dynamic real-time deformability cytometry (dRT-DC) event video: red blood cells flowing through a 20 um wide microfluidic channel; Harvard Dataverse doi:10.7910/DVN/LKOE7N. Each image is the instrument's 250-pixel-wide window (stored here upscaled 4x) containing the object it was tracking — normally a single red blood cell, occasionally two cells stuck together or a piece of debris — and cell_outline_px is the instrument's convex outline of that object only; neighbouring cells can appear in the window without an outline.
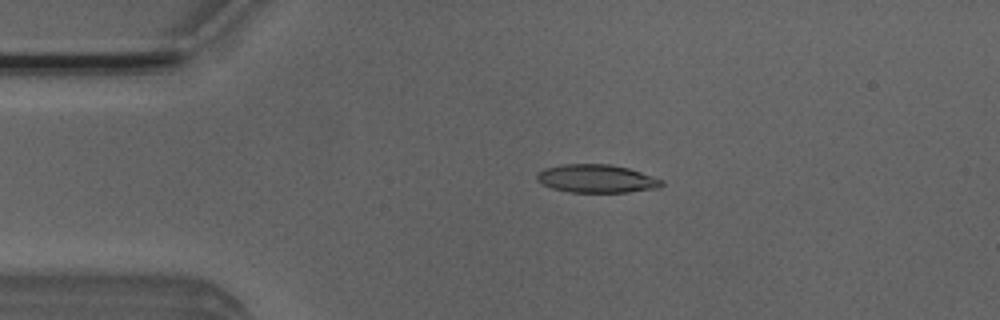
{"species": "Egyptian fruit bat (a non-hibernating species)", "species_latin": "Rousettus aegyptiacus", "temperature_condition": "room temperature", "stored_images_in_passage": 4, "camera_frame_rate_fps": 3000, "um_per_image_px": 0.085, "animal": {"sex": "male"}, "frame": {"image": 1, "passage_image": 3, "time_ms": 2.333, "image_size_px": [1000, 320], "cell_outline_px": [[664, 184], [660, 188], [628, 192], [568, 192], [552, 188], [536, 180], [536, 176], [544, 168], [564, 164], [608, 164], [628, 168], [664, 180]], "centroid_in_image_um": [50.74, 15.19], "position_along_channel_um": 34.3, "area_um2": 20.46}}